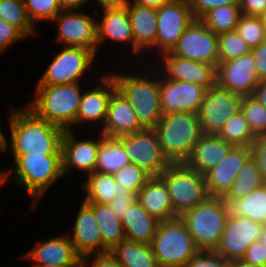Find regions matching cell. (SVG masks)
Segmentation results:
<instances>
[{"label": "cell", "mask_w": 266, "mask_h": 267, "mask_svg": "<svg viewBox=\"0 0 266 267\" xmlns=\"http://www.w3.org/2000/svg\"><path fill=\"white\" fill-rule=\"evenodd\" d=\"M240 111L255 137L266 135V108L261 103L253 96H243Z\"/></svg>", "instance_id": "ab89813d"}, {"label": "cell", "mask_w": 266, "mask_h": 267, "mask_svg": "<svg viewBox=\"0 0 266 267\" xmlns=\"http://www.w3.org/2000/svg\"><path fill=\"white\" fill-rule=\"evenodd\" d=\"M235 30L250 49L266 41V26L261 16L241 15Z\"/></svg>", "instance_id": "f35d334b"}, {"label": "cell", "mask_w": 266, "mask_h": 267, "mask_svg": "<svg viewBox=\"0 0 266 267\" xmlns=\"http://www.w3.org/2000/svg\"><path fill=\"white\" fill-rule=\"evenodd\" d=\"M242 96L217 84L206 90L197 112L203 134L218 135L225 121L240 111Z\"/></svg>", "instance_id": "30bf717a"}, {"label": "cell", "mask_w": 266, "mask_h": 267, "mask_svg": "<svg viewBox=\"0 0 266 267\" xmlns=\"http://www.w3.org/2000/svg\"><path fill=\"white\" fill-rule=\"evenodd\" d=\"M160 75V103L163 114L197 113L206 89L199 84L171 80Z\"/></svg>", "instance_id": "e0dca14e"}, {"label": "cell", "mask_w": 266, "mask_h": 267, "mask_svg": "<svg viewBox=\"0 0 266 267\" xmlns=\"http://www.w3.org/2000/svg\"><path fill=\"white\" fill-rule=\"evenodd\" d=\"M131 1L140 6L158 9L160 6L172 3L175 0H131Z\"/></svg>", "instance_id": "6f0895ef"}, {"label": "cell", "mask_w": 266, "mask_h": 267, "mask_svg": "<svg viewBox=\"0 0 266 267\" xmlns=\"http://www.w3.org/2000/svg\"><path fill=\"white\" fill-rule=\"evenodd\" d=\"M261 17H262V19H263V21L265 23V26H266V10H265L264 14Z\"/></svg>", "instance_id": "be15d7a7"}, {"label": "cell", "mask_w": 266, "mask_h": 267, "mask_svg": "<svg viewBox=\"0 0 266 267\" xmlns=\"http://www.w3.org/2000/svg\"><path fill=\"white\" fill-rule=\"evenodd\" d=\"M218 136L225 142L238 147H251L256 138L241 111L225 121Z\"/></svg>", "instance_id": "8d00e7d4"}, {"label": "cell", "mask_w": 266, "mask_h": 267, "mask_svg": "<svg viewBox=\"0 0 266 267\" xmlns=\"http://www.w3.org/2000/svg\"><path fill=\"white\" fill-rule=\"evenodd\" d=\"M81 185L86 194L85 203L109 204L116 195L119 186L113 175L94 171Z\"/></svg>", "instance_id": "d6a6232c"}, {"label": "cell", "mask_w": 266, "mask_h": 267, "mask_svg": "<svg viewBox=\"0 0 266 267\" xmlns=\"http://www.w3.org/2000/svg\"><path fill=\"white\" fill-rule=\"evenodd\" d=\"M259 83L252 52L222 61L216 67V84L240 96H252Z\"/></svg>", "instance_id": "2e32d148"}, {"label": "cell", "mask_w": 266, "mask_h": 267, "mask_svg": "<svg viewBox=\"0 0 266 267\" xmlns=\"http://www.w3.org/2000/svg\"><path fill=\"white\" fill-rule=\"evenodd\" d=\"M195 20L187 0H175L157 9V57L170 52L185 29Z\"/></svg>", "instance_id": "5bb4252c"}, {"label": "cell", "mask_w": 266, "mask_h": 267, "mask_svg": "<svg viewBox=\"0 0 266 267\" xmlns=\"http://www.w3.org/2000/svg\"><path fill=\"white\" fill-rule=\"evenodd\" d=\"M96 55L86 48L65 46L49 64L37 85L79 83L96 60Z\"/></svg>", "instance_id": "9c48e42d"}, {"label": "cell", "mask_w": 266, "mask_h": 267, "mask_svg": "<svg viewBox=\"0 0 266 267\" xmlns=\"http://www.w3.org/2000/svg\"><path fill=\"white\" fill-rule=\"evenodd\" d=\"M117 89L133 107L139 123L144 128H154L164 115L160 103V76L155 73H110ZM134 74V75H133ZM143 75V76H142ZM147 76V77H146ZM155 76V77H154Z\"/></svg>", "instance_id": "5b68a950"}, {"label": "cell", "mask_w": 266, "mask_h": 267, "mask_svg": "<svg viewBox=\"0 0 266 267\" xmlns=\"http://www.w3.org/2000/svg\"><path fill=\"white\" fill-rule=\"evenodd\" d=\"M34 267H83V263H69L61 266H53V265H34Z\"/></svg>", "instance_id": "94428289"}, {"label": "cell", "mask_w": 266, "mask_h": 267, "mask_svg": "<svg viewBox=\"0 0 266 267\" xmlns=\"http://www.w3.org/2000/svg\"><path fill=\"white\" fill-rule=\"evenodd\" d=\"M233 147L218 135L203 134L193 146L185 164L205 175L209 170L216 167Z\"/></svg>", "instance_id": "484cf974"}, {"label": "cell", "mask_w": 266, "mask_h": 267, "mask_svg": "<svg viewBox=\"0 0 266 267\" xmlns=\"http://www.w3.org/2000/svg\"><path fill=\"white\" fill-rule=\"evenodd\" d=\"M251 155L257 162L263 183L266 184V135L257 136L254 139Z\"/></svg>", "instance_id": "c3c4849f"}, {"label": "cell", "mask_w": 266, "mask_h": 267, "mask_svg": "<svg viewBox=\"0 0 266 267\" xmlns=\"http://www.w3.org/2000/svg\"><path fill=\"white\" fill-rule=\"evenodd\" d=\"M6 144H7V140L6 139H0V152L1 153L7 151L5 149ZM6 171L7 170L0 171V184L3 182V180L5 178Z\"/></svg>", "instance_id": "680465c9"}, {"label": "cell", "mask_w": 266, "mask_h": 267, "mask_svg": "<svg viewBox=\"0 0 266 267\" xmlns=\"http://www.w3.org/2000/svg\"><path fill=\"white\" fill-rule=\"evenodd\" d=\"M219 62L239 58L251 52L250 47L236 30L218 34Z\"/></svg>", "instance_id": "60d3db41"}, {"label": "cell", "mask_w": 266, "mask_h": 267, "mask_svg": "<svg viewBox=\"0 0 266 267\" xmlns=\"http://www.w3.org/2000/svg\"><path fill=\"white\" fill-rule=\"evenodd\" d=\"M250 156L251 147L234 146L216 167L209 170L205 174L209 196L224 198Z\"/></svg>", "instance_id": "ffe728a7"}, {"label": "cell", "mask_w": 266, "mask_h": 267, "mask_svg": "<svg viewBox=\"0 0 266 267\" xmlns=\"http://www.w3.org/2000/svg\"><path fill=\"white\" fill-rule=\"evenodd\" d=\"M26 13L35 27V22L52 21L63 9L58 0H23Z\"/></svg>", "instance_id": "b9f144b4"}, {"label": "cell", "mask_w": 266, "mask_h": 267, "mask_svg": "<svg viewBox=\"0 0 266 267\" xmlns=\"http://www.w3.org/2000/svg\"><path fill=\"white\" fill-rule=\"evenodd\" d=\"M158 177L166 185L173 212L179 217L209 197L205 175L185 163H171Z\"/></svg>", "instance_id": "ba28073f"}, {"label": "cell", "mask_w": 266, "mask_h": 267, "mask_svg": "<svg viewBox=\"0 0 266 267\" xmlns=\"http://www.w3.org/2000/svg\"><path fill=\"white\" fill-rule=\"evenodd\" d=\"M125 238L151 244L159 221L151 216L136 200L121 218Z\"/></svg>", "instance_id": "f1b7e54d"}, {"label": "cell", "mask_w": 266, "mask_h": 267, "mask_svg": "<svg viewBox=\"0 0 266 267\" xmlns=\"http://www.w3.org/2000/svg\"><path fill=\"white\" fill-rule=\"evenodd\" d=\"M27 38L17 27L0 18V53Z\"/></svg>", "instance_id": "7dc6e473"}, {"label": "cell", "mask_w": 266, "mask_h": 267, "mask_svg": "<svg viewBox=\"0 0 266 267\" xmlns=\"http://www.w3.org/2000/svg\"><path fill=\"white\" fill-rule=\"evenodd\" d=\"M52 21L57 23V40L60 44L86 48L97 56V18L81 9H71L62 10Z\"/></svg>", "instance_id": "4fadbf2b"}, {"label": "cell", "mask_w": 266, "mask_h": 267, "mask_svg": "<svg viewBox=\"0 0 266 267\" xmlns=\"http://www.w3.org/2000/svg\"><path fill=\"white\" fill-rule=\"evenodd\" d=\"M72 230L68 236L76 253L81 258L105 252V245L94 211L84 201L80 205Z\"/></svg>", "instance_id": "44dd1931"}, {"label": "cell", "mask_w": 266, "mask_h": 267, "mask_svg": "<svg viewBox=\"0 0 266 267\" xmlns=\"http://www.w3.org/2000/svg\"><path fill=\"white\" fill-rule=\"evenodd\" d=\"M116 186H119L115 197L110 201L109 206L120 219L123 214L126 213L128 208L137 200V194L125 189L122 184L116 182Z\"/></svg>", "instance_id": "f6af8a7d"}, {"label": "cell", "mask_w": 266, "mask_h": 267, "mask_svg": "<svg viewBox=\"0 0 266 267\" xmlns=\"http://www.w3.org/2000/svg\"><path fill=\"white\" fill-rule=\"evenodd\" d=\"M0 18L17 27L27 38L37 35L23 0H0Z\"/></svg>", "instance_id": "74e56055"}, {"label": "cell", "mask_w": 266, "mask_h": 267, "mask_svg": "<svg viewBox=\"0 0 266 267\" xmlns=\"http://www.w3.org/2000/svg\"><path fill=\"white\" fill-rule=\"evenodd\" d=\"M93 211L98 222L105 252L125 240L121 219L114 214L109 204L86 203Z\"/></svg>", "instance_id": "1f68e13d"}, {"label": "cell", "mask_w": 266, "mask_h": 267, "mask_svg": "<svg viewBox=\"0 0 266 267\" xmlns=\"http://www.w3.org/2000/svg\"><path fill=\"white\" fill-rule=\"evenodd\" d=\"M140 205L158 221L178 217L172 208V202L166 185L159 177H151L137 193Z\"/></svg>", "instance_id": "83f0119b"}, {"label": "cell", "mask_w": 266, "mask_h": 267, "mask_svg": "<svg viewBox=\"0 0 266 267\" xmlns=\"http://www.w3.org/2000/svg\"><path fill=\"white\" fill-rule=\"evenodd\" d=\"M22 257L32 261L34 265L61 266L69 263H83V258L76 253L68 233L37 242Z\"/></svg>", "instance_id": "603a6c76"}, {"label": "cell", "mask_w": 266, "mask_h": 267, "mask_svg": "<svg viewBox=\"0 0 266 267\" xmlns=\"http://www.w3.org/2000/svg\"><path fill=\"white\" fill-rule=\"evenodd\" d=\"M113 176L116 182L122 184L125 189H128L136 194L152 177L145 170L139 168L134 163L125 165Z\"/></svg>", "instance_id": "7bdbcfd3"}, {"label": "cell", "mask_w": 266, "mask_h": 267, "mask_svg": "<svg viewBox=\"0 0 266 267\" xmlns=\"http://www.w3.org/2000/svg\"><path fill=\"white\" fill-rule=\"evenodd\" d=\"M9 117L13 155L61 154L64 129L39 118L30 108H11Z\"/></svg>", "instance_id": "6da1fadb"}, {"label": "cell", "mask_w": 266, "mask_h": 267, "mask_svg": "<svg viewBox=\"0 0 266 267\" xmlns=\"http://www.w3.org/2000/svg\"><path fill=\"white\" fill-rule=\"evenodd\" d=\"M153 129L170 163H185L203 135L198 114L191 112L164 114Z\"/></svg>", "instance_id": "277c9868"}, {"label": "cell", "mask_w": 266, "mask_h": 267, "mask_svg": "<svg viewBox=\"0 0 266 267\" xmlns=\"http://www.w3.org/2000/svg\"><path fill=\"white\" fill-rule=\"evenodd\" d=\"M15 170L6 171L5 178L0 188L10 174L14 172L16 184L26 189L32 198V208H36L37 202L46 194L47 190L60 178H62L61 154H27L13 155Z\"/></svg>", "instance_id": "3957f363"}, {"label": "cell", "mask_w": 266, "mask_h": 267, "mask_svg": "<svg viewBox=\"0 0 266 267\" xmlns=\"http://www.w3.org/2000/svg\"><path fill=\"white\" fill-rule=\"evenodd\" d=\"M229 262L216 251L200 250L182 267H225Z\"/></svg>", "instance_id": "ee69618b"}, {"label": "cell", "mask_w": 266, "mask_h": 267, "mask_svg": "<svg viewBox=\"0 0 266 267\" xmlns=\"http://www.w3.org/2000/svg\"><path fill=\"white\" fill-rule=\"evenodd\" d=\"M100 21H96L98 50L100 43L111 40L130 44L135 56V43L127 8L102 10Z\"/></svg>", "instance_id": "4316f807"}, {"label": "cell", "mask_w": 266, "mask_h": 267, "mask_svg": "<svg viewBox=\"0 0 266 267\" xmlns=\"http://www.w3.org/2000/svg\"><path fill=\"white\" fill-rule=\"evenodd\" d=\"M232 214L266 224V184L230 205Z\"/></svg>", "instance_id": "e575fe53"}, {"label": "cell", "mask_w": 266, "mask_h": 267, "mask_svg": "<svg viewBox=\"0 0 266 267\" xmlns=\"http://www.w3.org/2000/svg\"><path fill=\"white\" fill-rule=\"evenodd\" d=\"M99 135V136H98ZM98 138L77 139L73 130H64L61 139L62 172L65 176L73 169L88 174L94 172L100 148V132Z\"/></svg>", "instance_id": "ac0fdd59"}, {"label": "cell", "mask_w": 266, "mask_h": 267, "mask_svg": "<svg viewBox=\"0 0 266 267\" xmlns=\"http://www.w3.org/2000/svg\"><path fill=\"white\" fill-rule=\"evenodd\" d=\"M233 262H234V267H259V266H255L251 263H248L243 259H236Z\"/></svg>", "instance_id": "91938a15"}, {"label": "cell", "mask_w": 266, "mask_h": 267, "mask_svg": "<svg viewBox=\"0 0 266 267\" xmlns=\"http://www.w3.org/2000/svg\"><path fill=\"white\" fill-rule=\"evenodd\" d=\"M101 7V10L106 9H121L125 8L131 0H95Z\"/></svg>", "instance_id": "db71d44e"}, {"label": "cell", "mask_w": 266, "mask_h": 267, "mask_svg": "<svg viewBox=\"0 0 266 267\" xmlns=\"http://www.w3.org/2000/svg\"><path fill=\"white\" fill-rule=\"evenodd\" d=\"M263 225L230 212L220 243L215 251L229 261L242 259L249 245L260 240Z\"/></svg>", "instance_id": "9a60e30c"}, {"label": "cell", "mask_w": 266, "mask_h": 267, "mask_svg": "<svg viewBox=\"0 0 266 267\" xmlns=\"http://www.w3.org/2000/svg\"><path fill=\"white\" fill-rule=\"evenodd\" d=\"M243 15L262 16L266 10V0H239Z\"/></svg>", "instance_id": "f5cc1de1"}, {"label": "cell", "mask_w": 266, "mask_h": 267, "mask_svg": "<svg viewBox=\"0 0 266 267\" xmlns=\"http://www.w3.org/2000/svg\"><path fill=\"white\" fill-rule=\"evenodd\" d=\"M81 87L80 82L36 85L34 99L29 101L27 107L46 122L64 130H73L83 93Z\"/></svg>", "instance_id": "7a4b0ae2"}, {"label": "cell", "mask_w": 266, "mask_h": 267, "mask_svg": "<svg viewBox=\"0 0 266 267\" xmlns=\"http://www.w3.org/2000/svg\"><path fill=\"white\" fill-rule=\"evenodd\" d=\"M130 163L121 140L118 137L105 136L100 132V148L94 171L114 175Z\"/></svg>", "instance_id": "f546056e"}, {"label": "cell", "mask_w": 266, "mask_h": 267, "mask_svg": "<svg viewBox=\"0 0 266 267\" xmlns=\"http://www.w3.org/2000/svg\"><path fill=\"white\" fill-rule=\"evenodd\" d=\"M230 206L221 197H208L180 217L199 250L215 251L230 215Z\"/></svg>", "instance_id": "8992f818"}, {"label": "cell", "mask_w": 266, "mask_h": 267, "mask_svg": "<svg viewBox=\"0 0 266 267\" xmlns=\"http://www.w3.org/2000/svg\"><path fill=\"white\" fill-rule=\"evenodd\" d=\"M101 81L94 88L82 93L81 102L78 109L76 124L96 122L103 127L108 110V103L112 93L117 89L113 76L109 74L101 76ZM102 124V125H101Z\"/></svg>", "instance_id": "7402d4cb"}, {"label": "cell", "mask_w": 266, "mask_h": 267, "mask_svg": "<svg viewBox=\"0 0 266 267\" xmlns=\"http://www.w3.org/2000/svg\"><path fill=\"white\" fill-rule=\"evenodd\" d=\"M63 10L81 9L89 0H58Z\"/></svg>", "instance_id": "9f6ffc18"}, {"label": "cell", "mask_w": 266, "mask_h": 267, "mask_svg": "<svg viewBox=\"0 0 266 267\" xmlns=\"http://www.w3.org/2000/svg\"><path fill=\"white\" fill-rule=\"evenodd\" d=\"M109 251L122 267H159L151 244L125 239Z\"/></svg>", "instance_id": "4dcf8cb0"}, {"label": "cell", "mask_w": 266, "mask_h": 267, "mask_svg": "<svg viewBox=\"0 0 266 267\" xmlns=\"http://www.w3.org/2000/svg\"><path fill=\"white\" fill-rule=\"evenodd\" d=\"M242 259L255 266L266 267V246L260 240L254 241Z\"/></svg>", "instance_id": "681fc988"}, {"label": "cell", "mask_w": 266, "mask_h": 267, "mask_svg": "<svg viewBox=\"0 0 266 267\" xmlns=\"http://www.w3.org/2000/svg\"><path fill=\"white\" fill-rule=\"evenodd\" d=\"M160 57V58H159ZM158 73L171 80H181L203 86L206 90L216 84V68L213 65L183 59L169 53L160 55ZM162 69V70H161Z\"/></svg>", "instance_id": "d6986e66"}, {"label": "cell", "mask_w": 266, "mask_h": 267, "mask_svg": "<svg viewBox=\"0 0 266 267\" xmlns=\"http://www.w3.org/2000/svg\"><path fill=\"white\" fill-rule=\"evenodd\" d=\"M125 147L131 163L158 177L171 163L164 156L153 128H144L118 137Z\"/></svg>", "instance_id": "8fae6325"}, {"label": "cell", "mask_w": 266, "mask_h": 267, "mask_svg": "<svg viewBox=\"0 0 266 267\" xmlns=\"http://www.w3.org/2000/svg\"><path fill=\"white\" fill-rule=\"evenodd\" d=\"M151 247L159 267H182L200 251L179 216L159 221Z\"/></svg>", "instance_id": "52a82bcc"}, {"label": "cell", "mask_w": 266, "mask_h": 267, "mask_svg": "<svg viewBox=\"0 0 266 267\" xmlns=\"http://www.w3.org/2000/svg\"><path fill=\"white\" fill-rule=\"evenodd\" d=\"M126 8L135 43V54L142 55V52L146 53L147 50L153 52L157 34V9L140 6L132 1Z\"/></svg>", "instance_id": "d4e9b609"}, {"label": "cell", "mask_w": 266, "mask_h": 267, "mask_svg": "<svg viewBox=\"0 0 266 267\" xmlns=\"http://www.w3.org/2000/svg\"><path fill=\"white\" fill-rule=\"evenodd\" d=\"M225 267H234V262L230 261Z\"/></svg>", "instance_id": "03108f58"}, {"label": "cell", "mask_w": 266, "mask_h": 267, "mask_svg": "<svg viewBox=\"0 0 266 267\" xmlns=\"http://www.w3.org/2000/svg\"><path fill=\"white\" fill-rule=\"evenodd\" d=\"M144 127L139 123L133 107L124 95L116 89L109 100L107 117L100 132L109 137H119L140 131Z\"/></svg>", "instance_id": "cb8c5ba5"}, {"label": "cell", "mask_w": 266, "mask_h": 267, "mask_svg": "<svg viewBox=\"0 0 266 267\" xmlns=\"http://www.w3.org/2000/svg\"><path fill=\"white\" fill-rule=\"evenodd\" d=\"M260 241L263 245L266 246V224L263 225V230H262V233H261V236H260Z\"/></svg>", "instance_id": "6125c7cd"}, {"label": "cell", "mask_w": 266, "mask_h": 267, "mask_svg": "<svg viewBox=\"0 0 266 267\" xmlns=\"http://www.w3.org/2000/svg\"><path fill=\"white\" fill-rule=\"evenodd\" d=\"M241 15L239 4H228L209 11L201 21L218 35L235 30Z\"/></svg>", "instance_id": "d590c367"}, {"label": "cell", "mask_w": 266, "mask_h": 267, "mask_svg": "<svg viewBox=\"0 0 266 267\" xmlns=\"http://www.w3.org/2000/svg\"><path fill=\"white\" fill-rule=\"evenodd\" d=\"M195 19L201 20L209 11L228 4H239V0H187Z\"/></svg>", "instance_id": "bcb514c9"}, {"label": "cell", "mask_w": 266, "mask_h": 267, "mask_svg": "<svg viewBox=\"0 0 266 267\" xmlns=\"http://www.w3.org/2000/svg\"><path fill=\"white\" fill-rule=\"evenodd\" d=\"M168 53L183 59L210 64L216 68L219 63L218 35L201 20L195 19Z\"/></svg>", "instance_id": "7c38bea8"}, {"label": "cell", "mask_w": 266, "mask_h": 267, "mask_svg": "<svg viewBox=\"0 0 266 267\" xmlns=\"http://www.w3.org/2000/svg\"><path fill=\"white\" fill-rule=\"evenodd\" d=\"M0 139H6L4 133H2L1 126H0Z\"/></svg>", "instance_id": "e7e4bbea"}, {"label": "cell", "mask_w": 266, "mask_h": 267, "mask_svg": "<svg viewBox=\"0 0 266 267\" xmlns=\"http://www.w3.org/2000/svg\"><path fill=\"white\" fill-rule=\"evenodd\" d=\"M255 58V68L259 81L266 79V41L251 50Z\"/></svg>", "instance_id": "816d5d0a"}, {"label": "cell", "mask_w": 266, "mask_h": 267, "mask_svg": "<svg viewBox=\"0 0 266 267\" xmlns=\"http://www.w3.org/2000/svg\"><path fill=\"white\" fill-rule=\"evenodd\" d=\"M95 256L92 262L90 257ZM90 259V260H89ZM91 261V264L89 263ZM83 267H122L110 251L90 254L83 258Z\"/></svg>", "instance_id": "f907efd6"}, {"label": "cell", "mask_w": 266, "mask_h": 267, "mask_svg": "<svg viewBox=\"0 0 266 267\" xmlns=\"http://www.w3.org/2000/svg\"><path fill=\"white\" fill-rule=\"evenodd\" d=\"M252 96L266 108V79L259 81Z\"/></svg>", "instance_id": "11a10c76"}, {"label": "cell", "mask_w": 266, "mask_h": 267, "mask_svg": "<svg viewBox=\"0 0 266 267\" xmlns=\"http://www.w3.org/2000/svg\"><path fill=\"white\" fill-rule=\"evenodd\" d=\"M263 184L257 162L251 155L240 169L224 200L230 206L235 200L245 197Z\"/></svg>", "instance_id": "836d02e7"}]
</instances>
